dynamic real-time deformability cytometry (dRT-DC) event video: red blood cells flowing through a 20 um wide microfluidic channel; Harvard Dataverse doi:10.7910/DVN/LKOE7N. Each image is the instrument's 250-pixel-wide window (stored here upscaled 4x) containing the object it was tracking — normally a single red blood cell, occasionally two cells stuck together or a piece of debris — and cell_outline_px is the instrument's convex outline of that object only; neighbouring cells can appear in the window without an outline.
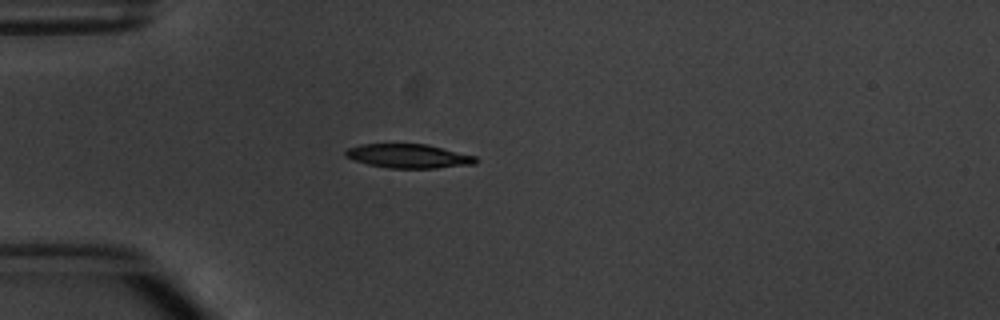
{"species": "common noctule bat (a hibernating species)", "species_latin": "Nyctalus noctula", "temperature_condition": "warm", "stored_images_in_passage": 4, "camera_frame_rate_fps": 3000, "um_per_image_px": 0.085, "animal": {"sex": "male", "body_mass_g": 20.1, "forearm_length_mm": 53.5}, "frame": {"image": 1, "passage_image": 4, "time_ms": 3.333, "image_size_px": [1000, 320], "cell_outline_px": [[480, 160], [476, 164], [436, 168], [388, 168], [368, 164], [344, 156], [344, 152], [348, 148], [360, 144], [428, 144], [476, 156]], "centroid_in_image_um": [34.77, 13.26], "position_along_channel_um": 50.2, "area_um2": 18.32}}